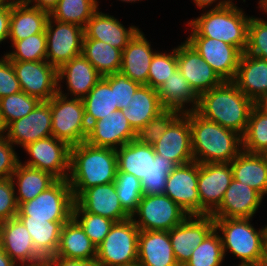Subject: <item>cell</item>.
<instances>
[{
    "label": "cell",
    "mask_w": 267,
    "mask_h": 266,
    "mask_svg": "<svg viewBox=\"0 0 267 266\" xmlns=\"http://www.w3.org/2000/svg\"><path fill=\"white\" fill-rule=\"evenodd\" d=\"M118 172L116 149L82 142L70 149L68 182L76 200L86 189L115 181Z\"/></svg>",
    "instance_id": "obj_1"
},
{
    "label": "cell",
    "mask_w": 267,
    "mask_h": 266,
    "mask_svg": "<svg viewBox=\"0 0 267 266\" xmlns=\"http://www.w3.org/2000/svg\"><path fill=\"white\" fill-rule=\"evenodd\" d=\"M254 106L255 103L232 81H224L199 96L195 111L203 118L243 136Z\"/></svg>",
    "instance_id": "obj_2"
},
{
    "label": "cell",
    "mask_w": 267,
    "mask_h": 266,
    "mask_svg": "<svg viewBox=\"0 0 267 266\" xmlns=\"http://www.w3.org/2000/svg\"><path fill=\"white\" fill-rule=\"evenodd\" d=\"M232 1L219 0L214 8L190 20L187 24L192 30L189 37L222 40L245 52L251 17L246 16L242 8H238Z\"/></svg>",
    "instance_id": "obj_3"
},
{
    "label": "cell",
    "mask_w": 267,
    "mask_h": 266,
    "mask_svg": "<svg viewBox=\"0 0 267 266\" xmlns=\"http://www.w3.org/2000/svg\"><path fill=\"white\" fill-rule=\"evenodd\" d=\"M192 152L198 163H230L243 149L242 136L190 111Z\"/></svg>",
    "instance_id": "obj_4"
},
{
    "label": "cell",
    "mask_w": 267,
    "mask_h": 266,
    "mask_svg": "<svg viewBox=\"0 0 267 266\" xmlns=\"http://www.w3.org/2000/svg\"><path fill=\"white\" fill-rule=\"evenodd\" d=\"M216 231L219 234L223 247L231 252L241 265L261 264L264 258V240L267 234V225L259 230L255 229L250 218H213Z\"/></svg>",
    "instance_id": "obj_5"
},
{
    "label": "cell",
    "mask_w": 267,
    "mask_h": 266,
    "mask_svg": "<svg viewBox=\"0 0 267 266\" xmlns=\"http://www.w3.org/2000/svg\"><path fill=\"white\" fill-rule=\"evenodd\" d=\"M58 93L50 99L52 136L66 142L70 147L86 141L88 124L83 100L69 99L58 84ZM64 93V94H63Z\"/></svg>",
    "instance_id": "obj_6"
},
{
    "label": "cell",
    "mask_w": 267,
    "mask_h": 266,
    "mask_svg": "<svg viewBox=\"0 0 267 266\" xmlns=\"http://www.w3.org/2000/svg\"><path fill=\"white\" fill-rule=\"evenodd\" d=\"M140 229L130 217L115 222L105 239L97 246L99 266H137Z\"/></svg>",
    "instance_id": "obj_7"
},
{
    "label": "cell",
    "mask_w": 267,
    "mask_h": 266,
    "mask_svg": "<svg viewBox=\"0 0 267 266\" xmlns=\"http://www.w3.org/2000/svg\"><path fill=\"white\" fill-rule=\"evenodd\" d=\"M75 199L67 179H58L34 199L18 206L17 216L68 222L73 217Z\"/></svg>",
    "instance_id": "obj_8"
},
{
    "label": "cell",
    "mask_w": 267,
    "mask_h": 266,
    "mask_svg": "<svg viewBox=\"0 0 267 266\" xmlns=\"http://www.w3.org/2000/svg\"><path fill=\"white\" fill-rule=\"evenodd\" d=\"M187 216L188 214L166 194H157L143 195L131 218L140 230L169 231ZM135 217L139 219L136 220Z\"/></svg>",
    "instance_id": "obj_9"
},
{
    "label": "cell",
    "mask_w": 267,
    "mask_h": 266,
    "mask_svg": "<svg viewBox=\"0 0 267 266\" xmlns=\"http://www.w3.org/2000/svg\"><path fill=\"white\" fill-rule=\"evenodd\" d=\"M45 34L46 61L57 69L82 54L84 28L81 26L59 22L49 16Z\"/></svg>",
    "instance_id": "obj_10"
},
{
    "label": "cell",
    "mask_w": 267,
    "mask_h": 266,
    "mask_svg": "<svg viewBox=\"0 0 267 266\" xmlns=\"http://www.w3.org/2000/svg\"><path fill=\"white\" fill-rule=\"evenodd\" d=\"M23 149L30 156L24 165L46 171L57 179H68L71 147L66 142L49 136L31 142Z\"/></svg>",
    "instance_id": "obj_11"
},
{
    "label": "cell",
    "mask_w": 267,
    "mask_h": 266,
    "mask_svg": "<svg viewBox=\"0 0 267 266\" xmlns=\"http://www.w3.org/2000/svg\"><path fill=\"white\" fill-rule=\"evenodd\" d=\"M11 63L24 93L40 101H48L58 93V69L46 60Z\"/></svg>",
    "instance_id": "obj_12"
},
{
    "label": "cell",
    "mask_w": 267,
    "mask_h": 266,
    "mask_svg": "<svg viewBox=\"0 0 267 266\" xmlns=\"http://www.w3.org/2000/svg\"><path fill=\"white\" fill-rule=\"evenodd\" d=\"M232 180L230 163H198L200 215H211L220 206Z\"/></svg>",
    "instance_id": "obj_13"
},
{
    "label": "cell",
    "mask_w": 267,
    "mask_h": 266,
    "mask_svg": "<svg viewBox=\"0 0 267 266\" xmlns=\"http://www.w3.org/2000/svg\"><path fill=\"white\" fill-rule=\"evenodd\" d=\"M215 228L211 215H188L168 231L175 259L184 266L205 237Z\"/></svg>",
    "instance_id": "obj_14"
},
{
    "label": "cell",
    "mask_w": 267,
    "mask_h": 266,
    "mask_svg": "<svg viewBox=\"0 0 267 266\" xmlns=\"http://www.w3.org/2000/svg\"><path fill=\"white\" fill-rule=\"evenodd\" d=\"M155 154L172 160L176 165L194 161L192 152L190 111L180 113L153 145Z\"/></svg>",
    "instance_id": "obj_15"
},
{
    "label": "cell",
    "mask_w": 267,
    "mask_h": 266,
    "mask_svg": "<svg viewBox=\"0 0 267 266\" xmlns=\"http://www.w3.org/2000/svg\"><path fill=\"white\" fill-rule=\"evenodd\" d=\"M0 237L1 249L17 265H44L45 259L35 250L28 230L18 217L0 223Z\"/></svg>",
    "instance_id": "obj_16"
},
{
    "label": "cell",
    "mask_w": 267,
    "mask_h": 266,
    "mask_svg": "<svg viewBox=\"0 0 267 266\" xmlns=\"http://www.w3.org/2000/svg\"><path fill=\"white\" fill-rule=\"evenodd\" d=\"M198 162L177 165L168 175L165 192L188 215H200V198L197 190Z\"/></svg>",
    "instance_id": "obj_17"
},
{
    "label": "cell",
    "mask_w": 267,
    "mask_h": 266,
    "mask_svg": "<svg viewBox=\"0 0 267 266\" xmlns=\"http://www.w3.org/2000/svg\"><path fill=\"white\" fill-rule=\"evenodd\" d=\"M187 41L223 81L234 80L243 53L238 47L208 37H188Z\"/></svg>",
    "instance_id": "obj_18"
},
{
    "label": "cell",
    "mask_w": 267,
    "mask_h": 266,
    "mask_svg": "<svg viewBox=\"0 0 267 266\" xmlns=\"http://www.w3.org/2000/svg\"><path fill=\"white\" fill-rule=\"evenodd\" d=\"M177 66L198 96L224 82L187 40L177 47Z\"/></svg>",
    "instance_id": "obj_19"
},
{
    "label": "cell",
    "mask_w": 267,
    "mask_h": 266,
    "mask_svg": "<svg viewBox=\"0 0 267 266\" xmlns=\"http://www.w3.org/2000/svg\"><path fill=\"white\" fill-rule=\"evenodd\" d=\"M50 100L40 101L23 118L11 122L5 130L6 138L15 146L25 147L31 142L52 136Z\"/></svg>",
    "instance_id": "obj_20"
},
{
    "label": "cell",
    "mask_w": 267,
    "mask_h": 266,
    "mask_svg": "<svg viewBox=\"0 0 267 266\" xmlns=\"http://www.w3.org/2000/svg\"><path fill=\"white\" fill-rule=\"evenodd\" d=\"M137 133L130 126L121 109L94 121L88 128L86 141L96 147L118 149L136 140Z\"/></svg>",
    "instance_id": "obj_21"
},
{
    "label": "cell",
    "mask_w": 267,
    "mask_h": 266,
    "mask_svg": "<svg viewBox=\"0 0 267 266\" xmlns=\"http://www.w3.org/2000/svg\"><path fill=\"white\" fill-rule=\"evenodd\" d=\"M263 196L250 186L233 179L224 193L220 206L211 214L213 218L252 219Z\"/></svg>",
    "instance_id": "obj_22"
},
{
    "label": "cell",
    "mask_w": 267,
    "mask_h": 266,
    "mask_svg": "<svg viewBox=\"0 0 267 266\" xmlns=\"http://www.w3.org/2000/svg\"><path fill=\"white\" fill-rule=\"evenodd\" d=\"M75 202L84 211L101 215L115 222L131 217L120 204L114 182L86 189Z\"/></svg>",
    "instance_id": "obj_23"
},
{
    "label": "cell",
    "mask_w": 267,
    "mask_h": 266,
    "mask_svg": "<svg viewBox=\"0 0 267 266\" xmlns=\"http://www.w3.org/2000/svg\"><path fill=\"white\" fill-rule=\"evenodd\" d=\"M137 266H179L168 231L140 230Z\"/></svg>",
    "instance_id": "obj_24"
},
{
    "label": "cell",
    "mask_w": 267,
    "mask_h": 266,
    "mask_svg": "<svg viewBox=\"0 0 267 266\" xmlns=\"http://www.w3.org/2000/svg\"><path fill=\"white\" fill-rule=\"evenodd\" d=\"M139 30L136 26H130L127 29L114 16L97 10L88 20L84 28V35L88 39L104 41L123 51Z\"/></svg>",
    "instance_id": "obj_25"
},
{
    "label": "cell",
    "mask_w": 267,
    "mask_h": 266,
    "mask_svg": "<svg viewBox=\"0 0 267 266\" xmlns=\"http://www.w3.org/2000/svg\"><path fill=\"white\" fill-rule=\"evenodd\" d=\"M142 31H138L122 51L120 71L133 81L146 85L151 61L156 52Z\"/></svg>",
    "instance_id": "obj_26"
},
{
    "label": "cell",
    "mask_w": 267,
    "mask_h": 266,
    "mask_svg": "<svg viewBox=\"0 0 267 266\" xmlns=\"http://www.w3.org/2000/svg\"><path fill=\"white\" fill-rule=\"evenodd\" d=\"M254 103L267 94V60L242 53L232 81Z\"/></svg>",
    "instance_id": "obj_27"
},
{
    "label": "cell",
    "mask_w": 267,
    "mask_h": 266,
    "mask_svg": "<svg viewBox=\"0 0 267 266\" xmlns=\"http://www.w3.org/2000/svg\"><path fill=\"white\" fill-rule=\"evenodd\" d=\"M102 77L82 54L58 69V83L65 79L68 92L73 98L83 99Z\"/></svg>",
    "instance_id": "obj_28"
},
{
    "label": "cell",
    "mask_w": 267,
    "mask_h": 266,
    "mask_svg": "<svg viewBox=\"0 0 267 266\" xmlns=\"http://www.w3.org/2000/svg\"><path fill=\"white\" fill-rule=\"evenodd\" d=\"M48 18V12L30 6L25 1H11L8 39L19 41L33 34L45 33Z\"/></svg>",
    "instance_id": "obj_29"
},
{
    "label": "cell",
    "mask_w": 267,
    "mask_h": 266,
    "mask_svg": "<svg viewBox=\"0 0 267 266\" xmlns=\"http://www.w3.org/2000/svg\"><path fill=\"white\" fill-rule=\"evenodd\" d=\"M233 179L267 194V154L242 150L231 162Z\"/></svg>",
    "instance_id": "obj_30"
},
{
    "label": "cell",
    "mask_w": 267,
    "mask_h": 266,
    "mask_svg": "<svg viewBox=\"0 0 267 266\" xmlns=\"http://www.w3.org/2000/svg\"><path fill=\"white\" fill-rule=\"evenodd\" d=\"M164 110L157 89L141 85L132 96V101L127 105V109L122 111L130 126L137 133L147 122Z\"/></svg>",
    "instance_id": "obj_31"
},
{
    "label": "cell",
    "mask_w": 267,
    "mask_h": 266,
    "mask_svg": "<svg viewBox=\"0 0 267 266\" xmlns=\"http://www.w3.org/2000/svg\"><path fill=\"white\" fill-rule=\"evenodd\" d=\"M157 93L160 103L165 109H174L185 113L195 111L198 107L199 96L178 69L159 86ZM187 103H191V108L185 107Z\"/></svg>",
    "instance_id": "obj_32"
},
{
    "label": "cell",
    "mask_w": 267,
    "mask_h": 266,
    "mask_svg": "<svg viewBox=\"0 0 267 266\" xmlns=\"http://www.w3.org/2000/svg\"><path fill=\"white\" fill-rule=\"evenodd\" d=\"M96 254L97 247L72 217L62 227L59 246L54 256L69 259H96Z\"/></svg>",
    "instance_id": "obj_33"
},
{
    "label": "cell",
    "mask_w": 267,
    "mask_h": 266,
    "mask_svg": "<svg viewBox=\"0 0 267 266\" xmlns=\"http://www.w3.org/2000/svg\"><path fill=\"white\" fill-rule=\"evenodd\" d=\"M11 180L14 184L17 183L18 190L17 193L15 192V196L19 206L21 203L37 197L58 179L46 171L26 166L20 161L12 174Z\"/></svg>",
    "instance_id": "obj_34"
},
{
    "label": "cell",
    "mask_w": 267,
    "mask_h": 266,
    "mask_svg": "<svg viewBox=\"0 0 267 266\" xmlns=\"http://www.w3.org/2000/svg\"><path fill=\"white\" fill-rule=\"evenodd\" d=\"M28 230L35 250L44 258L57 252L62 227L66 222H50L48 219H31L29 216H17Z\"/></svg>",
    "instance_id": "obj_35"
},
{
    "label": "cell",
    "mask_w": 267,
    "mask_h": 266,
    "mask_svg": "<svg viewBox=\"0 0 267 266\" xmlns=\"http://www.w3.org/2000/svg\"><path fill=\"white\" fill-rule=\"evenodd\" d=\"M118 172L134 175L140 181L149 174L151 158H155L152 145L141 144L137 139L116 149Z\"/></svg>",
    "instance_id": "obj_36"
},
{
    "label": "cell",
    "mask_w": 267,
    "mask_h": 266,
    "mask_svg": "<svg viewBox=\"0 0 267 266\" xmlns=\"http://www.w3.org/2000/svg\"><path fill=\"white\" fill-rule=\"evenodd\" d=\"M82 55L102 76L120 71L122 51L104 41L88 39L84 35Z\"/></svg>",
    "instance_id": "obj_37"
},
{
    "label": "cell",
    "mask_w": 267,
    "mask_h": 266,
    "mask_svg": "<svg viewBox=\"0 0 267 266\" xmlns=\"http://www.w3.org/2000/svg\"><path fill=\"white\" fill-rule=\"evenodd\" d=\"M82 100L88 126L119 109L115 104L114 89L103 78Z\"/></svg>",
    "instance_id": "obj_38"
},
{
    "label": "cell",
    "mask_w": 267,
    "mask_h": 266,
    "mask_svg": "<svg viewBox=\"0 0 267 266\" xmlns=\"http://www.w3.org/2000/svg\"><path fill=\"white\" fill-rule=\"evenodd\" d=\"M97 0H60L49 16L59 22L85 28L88 20L99 9Z\"/></svg>",
    "instance_id": "obj_39"
},
{
    "label": "cell",
    "mask_w": 267,
    "mask_h": 266,
    "mask_svg": "<svg viewBox=\"0 0 267 266\" xmlns=\"http://www.w3.org/2000/svg\"><path fill=\"white\" fill-rule=\"evenodd\" d=\"M242 149L249 153L267 154V115L256 106L251 109L242 136Z\"/></svg>",
    "instance_id": "obj_40"
},
{
    "label": "cell",
    "mask_w": 267,
    "mask_h": 266,
    "mask_svg": "<svg viewBox=\"0 0 267 266\" xmlns=\"http://www.w3.org/2000/svg\"><path fill=\"white\" fill-rule=\"evenodd\" d=\"M219 233L214 228L192 251L190 259L184 266H221L224 254Z\"/></svg>",
    "instance_id": "obj_41"
},
{
    "label": "cell",
    "mask_w": 267,
    "mask_h": 266,
    "mask_svg": "<svg viewBox=\"0 0 267 266\" xmlns=\"http://www.w3.org/2000/svg\"><path fill=\"white\" fill-rule=\"evenodd\" d=\"M177 165L159 154L151 158L149 174L141 180L143 195L164 194L168 175Z\"/></svg>",
    "instance_id": "obj_42"
},
{
    "label": "cell",
    "mask_w": 267,
    "mask_h": 266,
    "mask_svg": "<svg viewBox=\"0 0 267 266\" xmlns=\"http://www.w3.org/2000/svg\"><path fill=\"white\" fill-rule=\"evenodd\" d=\"M40 102L34 96L23 91L0 98V113L4 125L7 127L24 116H27Z\"/></svg>",
    "instance_id": "obj_43"
},
{
    "label": "cell",
    "mask_w": 267,
    "mask_h": 266,
    "mask_svg": "<svg viewBox=\"0 0 267 266\" xmlns=\"http://www.w3.org/2000/svg\"><path fill=\"white\" fill-rule=\"evenodd\" d=\"M73 218L84 229L85 234L97 247L108 235L115 221L84 211L76 202L73 206Z\"/></svg>",
    "instance_id": "obj_44"
},
{
    "label": "cell",
    "mask_w": 267,
    "mask_h": 266,
    "mask_svg": "<svg viewBox=\"0 0 267 266\" xmlns=\"http://www.w3.org/2000/svg\"><path fill=\"white\" fill-rule=\"evenodd\" d=\"M14 51L4 54L11 61L46 60V34L38 33L19 41H11Z\"/></svg>",
    "instance_id": "obj_45"
},
{
    "label": "cell",
    "mask_w": 267,
    "mask_h": 266,
    "mask_svg": "<svg viewBox=\"0 0 267 266\" xmlns=\"http://www.w3.org/2000/svg\"><path fill=\"white\" fill-rule=\"evenodd\" d=\"M114 183L121 206L132 216L143 196L141 181L132 174L117 172Z\"/></svg>",
    "instance_id": "obj_46"
},
{
    "label": "cell",
    "mask_w": 267,
    "mask_h": 266,
    "mask_svg": "<svg viewBox=\"0 0 267 266\" xmlns=\"http://www.w3.org/2000/svg\"><path fill=\"white\" fill-rule=\"evenodd\" d=\"M177 69V47L169 54L156 51L149 67L146 85L158 89Z\"/></svg>",
    "instance_id": "obj_47"
},
{
    "label": "cell",
    "mask_w": 267,
    "mask_h": 266,
    "mask_svg": "<svg viewBox=\"0 0 267 266\" xmlns=\"http://www.w3.org/2000/svg\"><path fill=\"white\" fill-rule=\"evenodd\" d=\"M181 112L174 109H165L157 117L147 122L144 127L137 132V140L141 144L153 145L156 143L168 128L169 124Z\"/></svg>",
    "instance_id": "obj_48"
},
{
    "label": "cell",
    "mask_w": 267,
    "mask_h": 266,
    "mask_svg": "<svg viewBox=\"0 0 267 266\" xmlns=\"http://www.w3.org/2000/svg\"><path fill=\"white\" fill-rule=\"evenodd\" d=\"M244 53L267 60V21L258 17L250 18Z\"/></svg>",
    "instance_id": "obj_49"
},
{
    "label": "cell",
    "mask_w": 267,
    "mask_h": 266,
    "mask_svg": "<svg viewBox=\"0 0 267 266\" xmlns=\"http://www.w3.org/2000/svg\"><path fill=\"white\" fill-rule=\"evenodd\" d=\"M114 89L115 104L119 109H127V105L132 101V96L141 86L140 83L131 80L121 72L112 73L102 77Z\"/></svg>",
    "instance_id": "obj_50"
},
{
    "label": "cell",
    "mask_w": 267,
    "mask_h": 266,
    "mask_svg": "<svg viewBox=\"0 0 267 266\" xmlns=\"http://www.w3.org/2000/svg\"><path fill=\"white\" fill-rule=\"evenodd\" d=\"M15 190L11 178L0 179V223L17 217L18 204Z\"/></svg>",
    "instance_id": "obj_51"
},
{
    "label": "cell",
    "mask_w": 267,
    "mask_h": 266,
    "mask_svg": "<svg viewBox=\"0 0 267 266\" xmlns=\"http://www.w3.org/2000/svg\"><path fill=\"white\" fill-rule=\"evenodd\" d=\"M14 147L5 135L0 136V179L11 178L20 162Z\"/></svg>",
    "instance_id": "obj_52"
},
{
    "label": "cell",
    "mask_w": 267,
    "mask_h": 266,
    "mask_svg": "<svg viewBox=\"0 0 267 266\" xmlns=\"http://www.w3.org/2000/svg\"><path fill=\"white\" fill-rule=\"evenodd\" d=\"M21 91L11 60L4 55L0 59V98Z\"/></svg>",
    "instance_id": "obj_53"
},
{
    "label": "cell",
    "mask_w": 267,
    "mask_h": 266,
    "mask_svg": "<svg viewBox=\"0 0 267 266\" xmlns=\"http://www.w3.org/2000/svg\"><path fill=\"white\" fill-rule=\"evenodd\" d=\"M43 266H99L96 259H69L59 256L46 258Z\"/></svg>",
    "instance_id": "obj_54"
},
{
    "label": "cell",
    "mask_w": 267,
    "mask_h": 266,
    "mask_svg": "<svg viewBox=\"0 0 267 266\" xmlns=\"http://www.w3.org/2000/svg\"><path fill=\"white\" fill-rule=\"evenodd\" d=\"M11 16V1H7L0 8V43L9 37V25Z\"/></svg>",
    "instance_id": "obj_55"
},
{
    "label": "cell",
    "mask_w": 267,
    "mask_h": 266,
    "mask_svg": "<svg viewBox=\"0 0 267 266\" xmlns=\"http://www.w3.org/2000/svg\"><path fill=\"white\" fill-rule=\"evenodd\" d=\"M21 1H25L28 5L39 8L40 10L46 11L50 14L60 0H21Z\"/></svg>",
    "instance_id": "obj_56"
},
{
    "label": "cell",
    "mask_w": 267,
    "mask_h": 266,
    "mask_svg": "<svg viewBox=\"0 0 267 266\" xmlns=\"http://www.w3.org/2000/svg\"><path fill=\"white\" fill-rule=\"evenodd\" d=\"M0 266H19L2 249H0Z\"/></svg>",
    "instance_id": "obj_57"
},
{
    "label": "cell",
    "mask_w": 267,
    "mask_h": 266,
    "mask_svg": "<svg viewBox=\"0 0 267 266\" xmlns=\"http://www.w3.org/2000/svg\"><path fill=\"white\" fill-rule=\"evenodd\" d=\"M255 106L267 115V94L255 102Z\"/></svg>",
    "instance_id": "obj_58"
},
{
    "label": "cell",
    "mask_w": 267,
    "mask_h": 266,
    "mask_svg": "<svg viewBox=\"0 0 267 266\" xmlns=\"http://www.w3.org/2000/svg\"><path fill=\"white\" fill-rule=\"evenodd\" d=\"M195 2V5L199 7L200 9H203L208 6H212L211 4L217 2V0H193Z\"/></svg>",
    "instance_id": "obj_59"
},
{
    "label": "cell",
    "mask_w": 267,
    "mask_h": 266,
    "mask_svg": "<svg viewBox=\"0 0 267 266\" xmlns=\"http://www.w3.org/2000/svg\"><path fill=\"white\" fill-rule=\"evenodd\" d=\"M262 263L267 266V234L264 240V258Z\"/></svg>",
    "instance_id": "obj_60"
},
{
    "label": "cell",
    "mask_w": 267,
    "mask_h": 266,
    "mask_svg": "<svg viewBox=\"0 0 267 266\" xmlns=\"http://www.w3.org/2000/svg\"><path fill=\"white\" fill-rule=\"evenodd\" d=\"M258 4H259V8L263 10V13L265 11L267 14V0H260Z\"/></svg>",
    "instance_id": "obj_61"
},
{
    "label": "cell",
    "mask_w": 267,
    "mask_h": 266,
    "mask_svg": "<svg viewBox=\"0 0 267 266\" xmlns=\"http://www.w3.org/2000/svg\"><path fill=\"white\" fill-rule=\"evenodd\" d=\"M5 130H6V126L3 123V120L1 118V113H0V136L5 135Z\"/></svg>",
    "instance_id": "obj_62"
},
{
    "label": "cell",
    "mask_w": 267,
    "mask_h": 266,
    "mask_svg": "<svg viewBox=\"0 0 267 266\" xmlns=\"http://www.w3.org/2000/svg\"><path fill=\"white\" fill-rule=\"evenodd\" d=\"M238 266H265V265L263 263H261V264H248V265L238 264Z\"/></svg>",
    "instance_id": "obj_63"
},
{
    "label": "cell",
    "mask_w": 267,
    "mask_h": 266,
    "mask_svg": "<svg viewBox=\"0 0 267 266\" xmlns=\"http://www.w3.org/2000/svg\"><path fill=\"white\" fill-rule=\"evenodd\" d=\"M8 0H0V8L7 2Z\"/></svg>",
    "instance_id": "obj_64"
},
{
    "label": "cell",
    "mask_w": 267,
    "mask_h": 266,
    "mask_svg": "<svg viewBox=\"0 0 267 266\" xmlns=\"http://www.w3.org/2000/svg\"><path fill=\"white\" fill-rule=\"evenodd\" d=\"M121 1H124V2H135V1H140V0H121Z\"/></svg>",
    "instance_id": "obj_65"
}]
</instances>
